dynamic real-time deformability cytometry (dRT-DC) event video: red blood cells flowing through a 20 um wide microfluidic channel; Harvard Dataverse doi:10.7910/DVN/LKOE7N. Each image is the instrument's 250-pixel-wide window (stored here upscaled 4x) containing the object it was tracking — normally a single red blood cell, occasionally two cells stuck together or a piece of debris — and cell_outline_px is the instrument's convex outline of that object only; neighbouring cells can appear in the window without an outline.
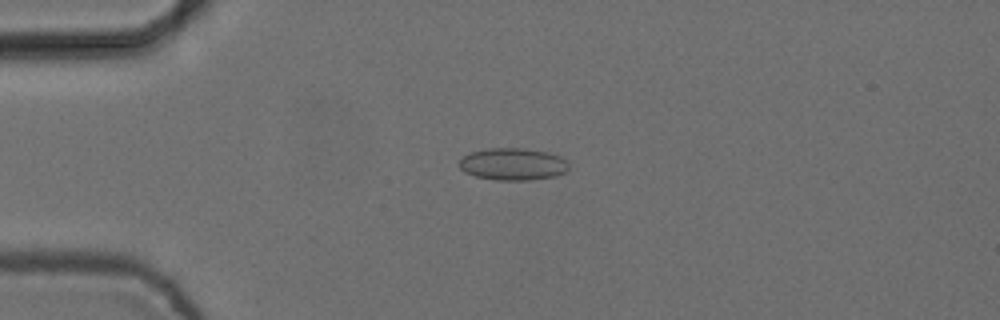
{"species": "common noctule bat (a hibernating species)", "species_latin": "Nyctalus noctula", "temperature_condition": "cold", "stored_images_in_passage": 8, "camera_frame_rate_fps": 3000, "um_per_image_px": 0.085, "animal": {"sex": "female", "body_mass_g": 24.6, "forearm_length_mm": 56.2}, "frame": {"image": 1, "passage_image": 4, "time_ms": 1.0, "image_size_px": [1000, 320], "cell_outline_px": [[568, 172], [556, 176], [532, 180], [496, 180], [476, 176], [464, 172], [456, 164], [464, 156], [472, 152], [488, 148], [524, 148], [548, 152], [560, 156], [568, 160]], "centroid_in_image_um": [43.63, 13.95], "position_along_channel_um": 41.4, "area_um2": 20.81}}
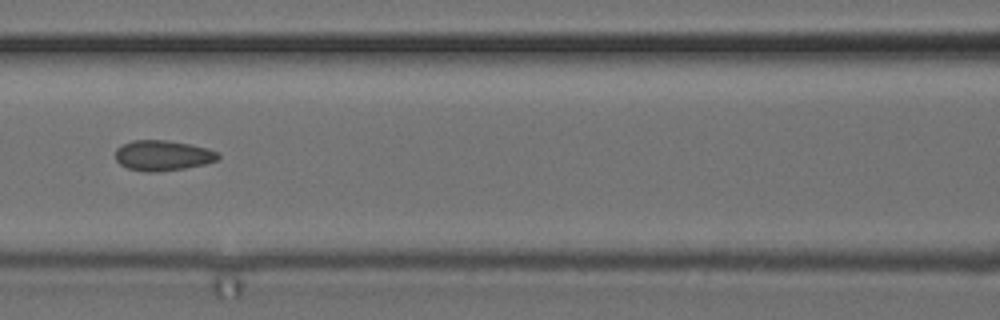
{"frame": {"image": 2, "passage_image": 7, "time_ms": 2.0, "image_size_px": [1000, 320], "cell_outline_px": [[220, 156], [216, 160], [204, 164], [184, 168], [156, 172], [148, 172], [128, 168], [120, 164], [116, 160], [116, 148], [132, 140], [168, 140], [208, 148], [220, 152]], "centroid_in_image_um": [13.84, 13.21], "position_along_channel_um": 152.8, "area_um2": 18.09}}
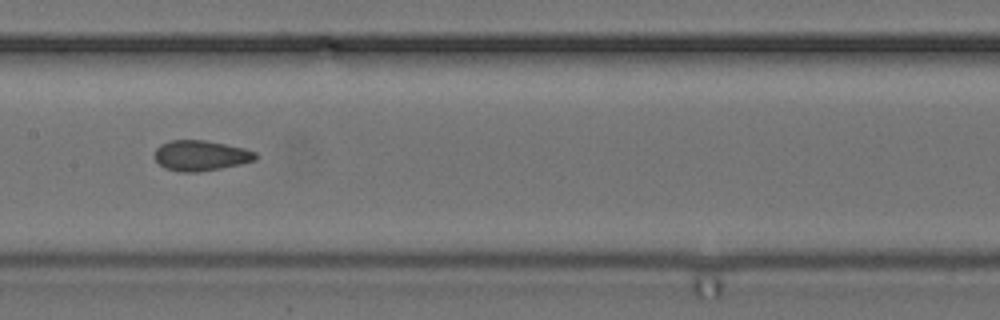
{"frame": {"image": 3, "passage_image": 8, "time_ms": 2.333, "image_size_px": [1000, 320], "cell_outline_px": [[256, 160], [240, 164], [200, 172], [180, 172], [164, 168], [152, 156], [156, 148], [160, 144], [172, 140], [204, 140], [244, 148], [256, 152]], "centroid_in_image_um": [17.02, 13.22], "position_along_channel_um": 190.4, "area_um2": 17.92}}